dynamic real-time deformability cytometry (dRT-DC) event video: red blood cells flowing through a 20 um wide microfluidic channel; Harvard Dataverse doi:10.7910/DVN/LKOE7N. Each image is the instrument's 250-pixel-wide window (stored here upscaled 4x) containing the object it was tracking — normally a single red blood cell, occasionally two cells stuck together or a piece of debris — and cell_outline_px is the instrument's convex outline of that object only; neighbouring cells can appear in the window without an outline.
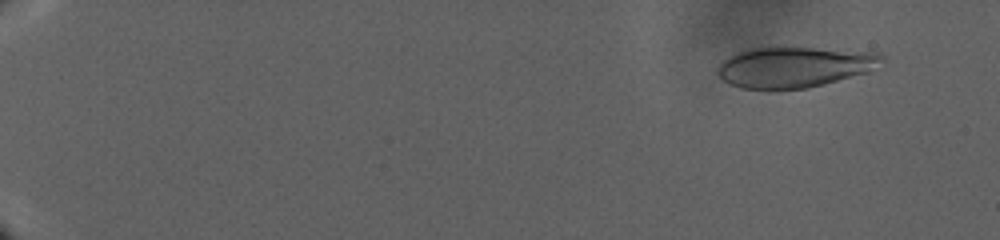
{"species": "human", "species_latin": "Homo sapiens", "temperature_condition": "warm", "stored_images_in_passage": 91, "camera_frame_rate_fps": 3000, "um_per_image_px": 0.085, "donor": {"sex": "male"}, "frame": {"image": 1, "passage_image": 3, "time_ms": 2.333, "image_size_px": [1000, 240], "cell_outline_px": [[884, 60], [868, 72], [808, 88], [740, 88], [724, 80], [720, 76], [716, 68], [728, 56], [748, 48], [812, 48], [876, 52], [884, 56]], "centroid_in_image_um": [67.53, 5.69], "position_along_channel_um": 17.5, "area_um2": 38.26}}
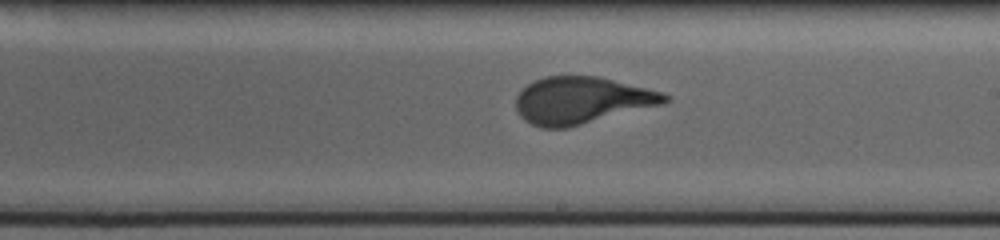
{"frame": {"image": 2, "passage_image": 54, "time_ms": 28.0, "image_size_px": [1000, 240], "cell_outline_px": [[672, 100], [660, 104], [568, 128], [540, 128], [524, 120], [520, 116], [516, 108], [516, 96], [520, 88], [544, 76], [596, 76], [664, 92], [672, 96]], "centroid_in_image_um": [49.41, 8.53], "position_along_channel_um": 239.6, "area_um2": 40.69}}
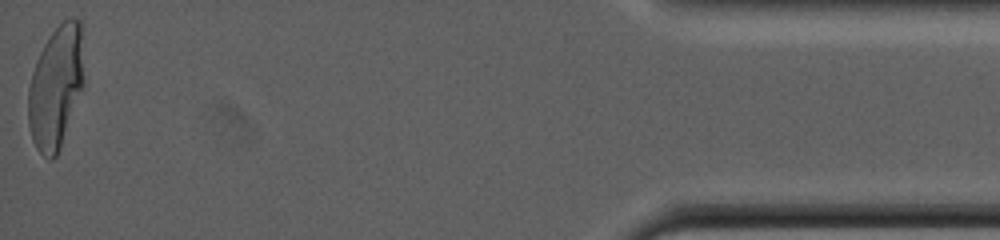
{"frame": {"image": 3, "passage_image": 91, "time_ms": 44.0, "image_size_px": [1000, 240], "cell_outline_px": [[84, 88], [60, 148], [56, 156], [52, 160], [48, 160], [36, 148], [32, 140], [28, 124], [28, 88], [32, 72], [36, 60], [48, 36], [68, 16], [72, 16], [80, 20], [84, 80]], "centroid_in_image_um": [4.75, 7.42], "position_along_channel_um": 430.4, "area_um2": 40.29}}